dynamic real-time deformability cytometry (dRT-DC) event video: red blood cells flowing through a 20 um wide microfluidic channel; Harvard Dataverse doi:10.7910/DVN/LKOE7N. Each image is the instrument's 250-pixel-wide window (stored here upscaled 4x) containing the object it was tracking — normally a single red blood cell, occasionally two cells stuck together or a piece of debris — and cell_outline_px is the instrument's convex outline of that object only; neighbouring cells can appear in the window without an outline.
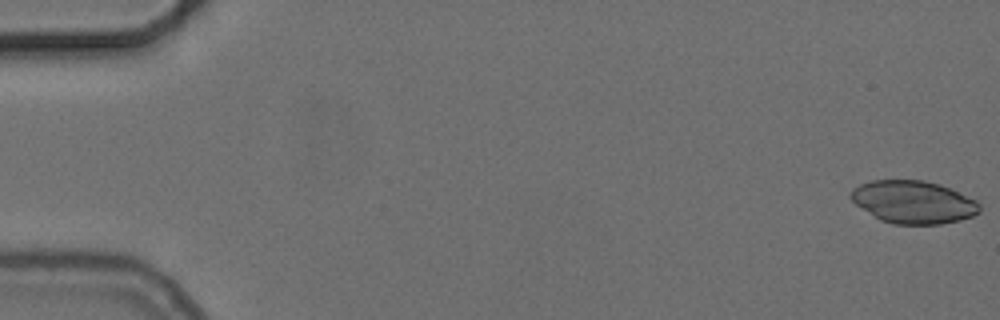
{"species": "common noctule bat (a hibernating species)", "species_latin": "Nyctalus noctula", "temperature_condition": "cold", "stored_images_in_passage": 51, "camera_frame_rate_fps": 3000, "um_per_image_px": 0.085, "animal": {"sex": "female", "body_mass_g": 24.6, "forearm_length_mm": 56.2}, "frame": {"image": 1, "passage_image": 1, "time_ms": 0.0, "image_size_px": [1000, 320], "cell_outline_px": [[980, 212], [972, 216], [960, 220], [940, 224], [892, 224], [880, 220], [856, 204], [848, 196], [852, 188], [860, 184], [872, 180], [924, 180], [940, 184], [976, 200], [980, 204]], "centroid_in_image_um": [77.62, 17.17], "position_along_channel_um": 7.4, "area_um2": 32.08}}